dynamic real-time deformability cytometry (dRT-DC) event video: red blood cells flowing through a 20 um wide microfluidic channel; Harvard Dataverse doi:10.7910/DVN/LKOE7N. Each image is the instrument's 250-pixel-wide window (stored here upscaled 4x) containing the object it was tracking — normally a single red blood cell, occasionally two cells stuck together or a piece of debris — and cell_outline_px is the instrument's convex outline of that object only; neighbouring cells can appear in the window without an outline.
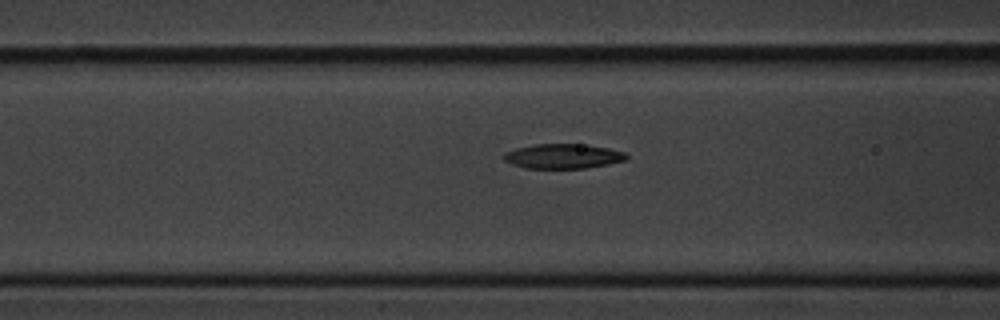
{"species": "common noctule bat (a hibernating species)", "species_latin": "Nyctalus noctula", "temperature_condition": "cold", "stored_images_in_passage": 9, "camera_frame_rate_fps": 3000, "um_per_image_px": 0.085, "animal": {"sex": "male", "body_mass_g": 20.1, "forearm_length_mm": 53.5}, "frame": {"image": 1, "passage_image": 8, "time_ms": 9.0, "image_size_px": [1000, 320], "cell_outline_px": [[628, 160], [608, 164], [584, 168], [524, 168], [512, 164], [504, 160], [504, 152], [516, 148], [536, 144], [588, 144], [608, 148], [624, 152], [628, 156]], "centroid_in_image_um": [47.87, 13.27], "position_along_channel_um": 118.7, "area_um2": 17.69}}
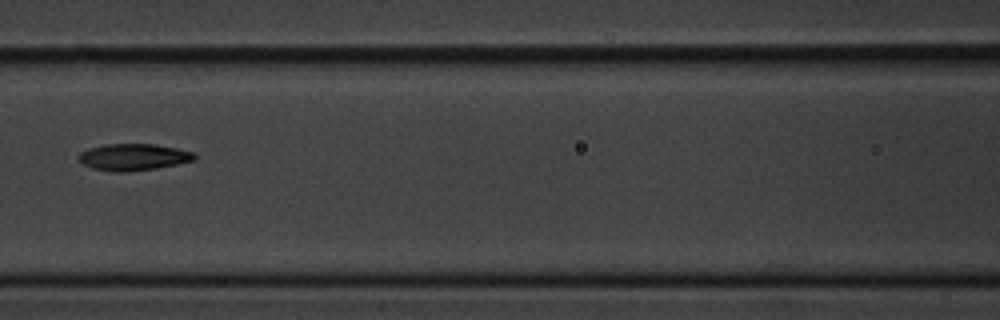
{"frame": {"image": 2, "passage_image": 9, "time_ms": 10.0, "image_size_px": [1000, 320], "cell_outline_px": [[196, 160], [156, 168], [128, 172], [116, 172], [92, 168], [76, 160], [76, 156], [80, 152], [88, 148], [104, 144], [156, 144], [196, 152]], "centroid_in_image_um": [11.32, 13.34], "position_along_channel_um": 155.3, "area_um2": 18.26}}